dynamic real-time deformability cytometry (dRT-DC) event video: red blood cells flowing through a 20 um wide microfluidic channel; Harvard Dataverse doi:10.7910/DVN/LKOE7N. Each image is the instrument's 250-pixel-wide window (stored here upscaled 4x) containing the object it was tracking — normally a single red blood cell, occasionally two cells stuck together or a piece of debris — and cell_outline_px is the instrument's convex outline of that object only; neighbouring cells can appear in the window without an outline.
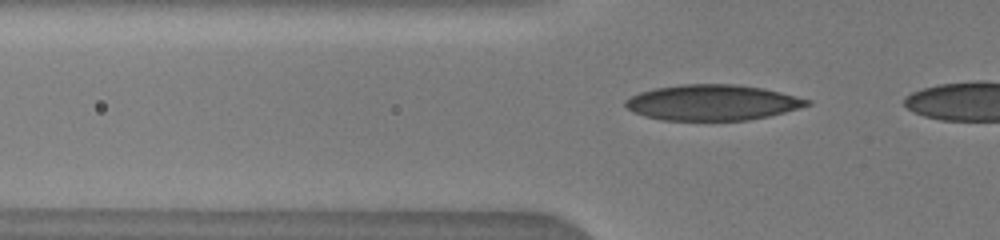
{"species": "human", "species_latin": "Homo sapiens", "temperature_condition": "warm", "stored_images_in_passage": 7, "camera_frame_rate_fps": 3000, "um_per_image_px": 0.085, "donor": {"sex": "male"}, "frame": {"image": 1, "passage_image": 3, "time_ms": 0.667, "image_size_px": [1000, 240], "cell_outline_px": [[812, 104], [784, 112], [768, 116], [748, 120], [660, 120], [644, 116], [632, 112], [624, 104], [624, 100], [640, 92], [656, 88], [680, 84], [736, 84], [764, 88], [812, 100]], "centroid_in_image_um": [60.54, 8.71], "position_along_channel_um": 65.3, "area_um2": 37.74}}